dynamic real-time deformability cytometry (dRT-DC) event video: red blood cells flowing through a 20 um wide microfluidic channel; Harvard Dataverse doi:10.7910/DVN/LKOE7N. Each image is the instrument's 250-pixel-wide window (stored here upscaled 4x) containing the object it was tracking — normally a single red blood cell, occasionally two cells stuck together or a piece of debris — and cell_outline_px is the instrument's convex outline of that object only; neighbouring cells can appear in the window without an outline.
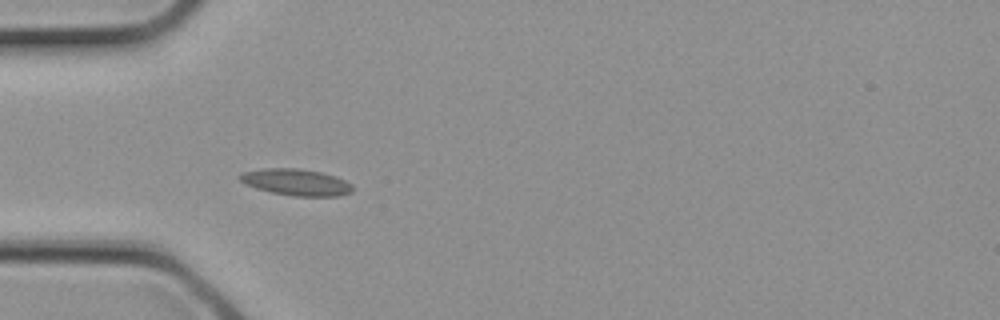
{"species": "common noctule bat (a hibernating species)", "species_latin": "Nyctalus noctula", "temperature_condition": "cold", "stored_images_in_passage": 3, "camera_frame_rate_fps": 3000, "um_per_image_px": 0.085, "animal": {"sex": "female", "body_mass_g": 21.9}, "frame": {"image": 1, "passage_image": 3, "time_ms": 0.667, "image_size_px": [1000, 320], "cell_outline_px": [[352, 192], [340, 196], [292, 196], [272, 192], [256, 188], [244, 184], [240, 180], [240, 172], [264, 168], [300, 168], [320, 172], [336, 176], [352, 184]], "centroid_in_image_um": [25.17, 15.48], "position_along_channel_um": 59.8, "area_um2": 17.51}}